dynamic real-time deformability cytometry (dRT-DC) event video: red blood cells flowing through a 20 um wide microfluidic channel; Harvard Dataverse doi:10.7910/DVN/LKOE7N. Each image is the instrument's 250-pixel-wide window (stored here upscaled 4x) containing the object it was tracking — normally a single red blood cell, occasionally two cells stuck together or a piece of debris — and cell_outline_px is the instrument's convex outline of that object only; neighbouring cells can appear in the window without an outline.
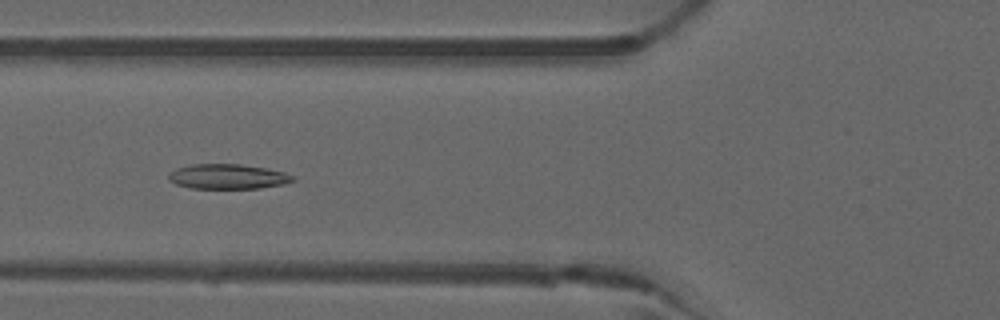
{"species": "common noctule bat (a hibernating species)", "species_latin": "Nyctalus noctula", "temperature_condition": "warm", "stored_images_in_passage": 52, "camera_frame_rate_fps": 3000, "um_per_image_px": 0.085, "animal": {"sex": "male", "forearm_length_mm": 52.5}, "frame": {"image": 1, "passage_image": 20, "time_ms": 6.333, "image_size_px": [1000, 320], "cell_outline_px": [[296, 180], [284, 184], [260, 188], [188, 188], [176, 184], [168, 180], [168, 176], [176, 168], [192, 164], [240, 164], [264, 168], [284, 172], [296, 176]], "centroid_in_image_um": [19.38, 15.01], "position_along_channel_um": 106.4, "area_um2": 18.03}}
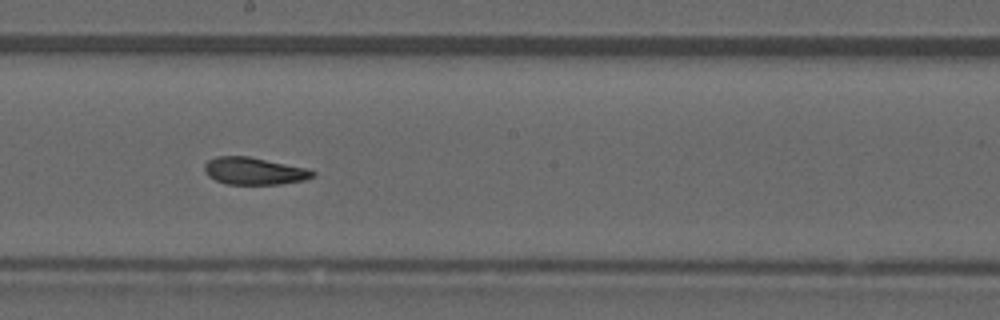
{"frame": {"image": 2, "passage_image": 29, "time_ms": 9.333, "image_size_px": [1000, 320], "cell_outline_px": [[316, 172], [312, 176], [304, 180], [280, 184], [224, 184], [208, 176], [204, 172], [204, 164], [208, 160], [216, 156], [248, 156], [308, 168]], "centroid_in_image_um": [21.57, 14.53], "position_along_channel_um": 226.6, "area_um2": 17.22}}
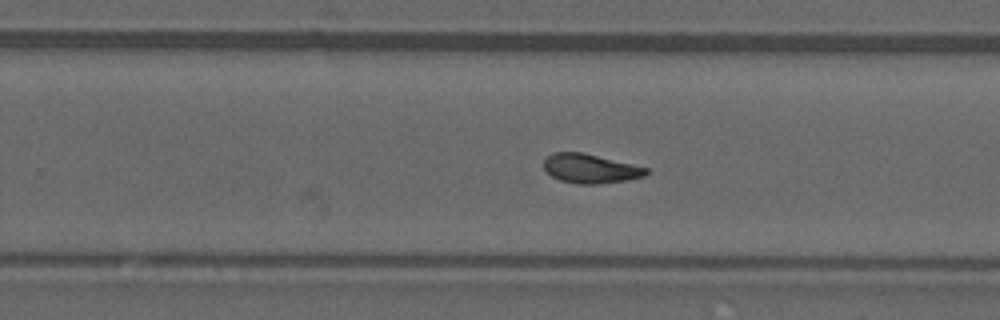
{"frame": {"image": 3, "passage_image": 33, "time_ms": 10.667, "image_size_px": [1000, 320], "cell_outline_px": [[648, 172], [644, 176], [624, 180], [596, 184], [580, 184], [560, 180], [552, 176], [544, 168], [544, 160], [552, 152], [580, 152], [632, 164], [648, 168]], "centroid_in_image_um": [50.15, 14.32], "position_along_channel_um": 279.7, "area_um2": 17.05}, "authors_computed_cell_mechanics": {"area_um2": 17.8024, "velocity_mm_per_s": 4.0012, "shape_relaxation_time_tau1_ms": null, "shape_relaxation_time_tau2_ms": 1.8858, "deformation_change_tau1": null, "deformation_change_tau2": 0.0781}}